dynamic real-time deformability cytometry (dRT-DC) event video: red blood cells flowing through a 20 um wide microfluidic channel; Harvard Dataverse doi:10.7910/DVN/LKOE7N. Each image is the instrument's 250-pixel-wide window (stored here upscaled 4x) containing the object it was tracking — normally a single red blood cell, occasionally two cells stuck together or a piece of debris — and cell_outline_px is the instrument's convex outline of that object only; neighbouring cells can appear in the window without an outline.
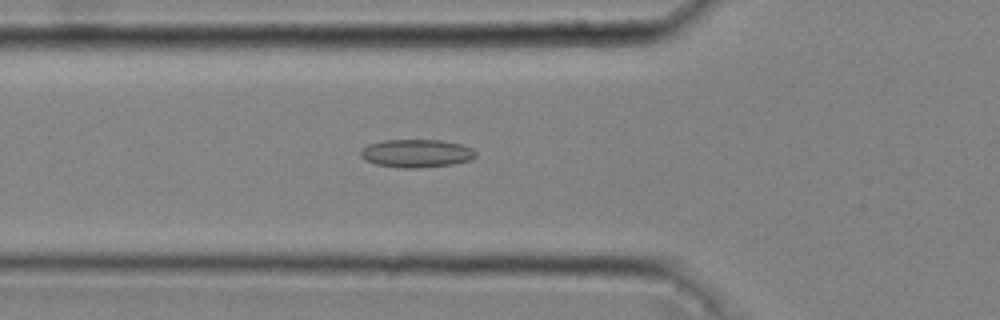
{"species": "common noctule bat (a hibernating species)", "species_latin": "Nyctalus noctula", "temperature_condition": "cold", "stored_images_in_passage": 42, "camera_frame_rate_fps": 3000, "um_per_image_px": 0.085, "animal": {"sex": "male", "body_mass_g": 20.4}, "frame": {"image": 1, "passage_image": 13, "time_ms": 4.0, "image_size_px": [1000, 320], "cell_outline_px": [[476, 156], [472, 160], [452, 164], [420, 168], [400, 168], [376, 164], [360, 156], [360, 152], [368, 144], [384, 140], [440, 140], [460, 144], [472, 148], [476, 152]], "centroid_in_image_um": [35.43, 13.04], "position_along_channel_um": 90.4, "area_um2": 18.79}}
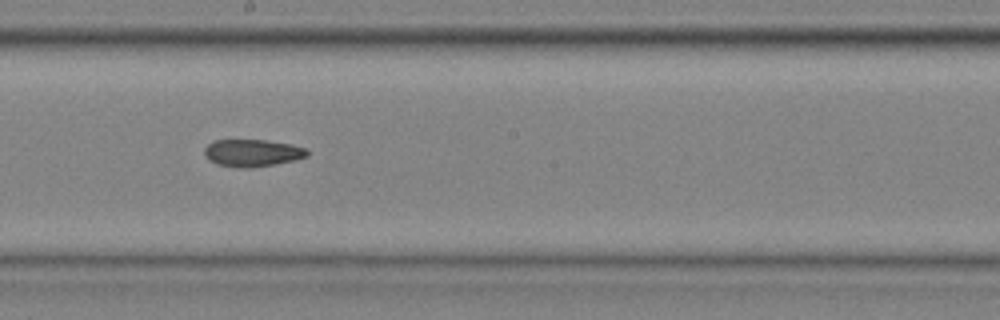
{"frame": {"image": 2, "passage_image": 23, "time_ms": 7.333, "image_size_px": [1000, 320], "cell_outline_px": [[308, 156], [276, 164], [248, 168], [244, 168], [216, 164], [208, 160], [204, 156], [204, 148], [212, 140], [264, 140], [292, 144], [308, 148]], "centroid_in_image_um": [21.43, 12.99], "position_along_channel_um": 226.8, "area_um2": 16.42}}
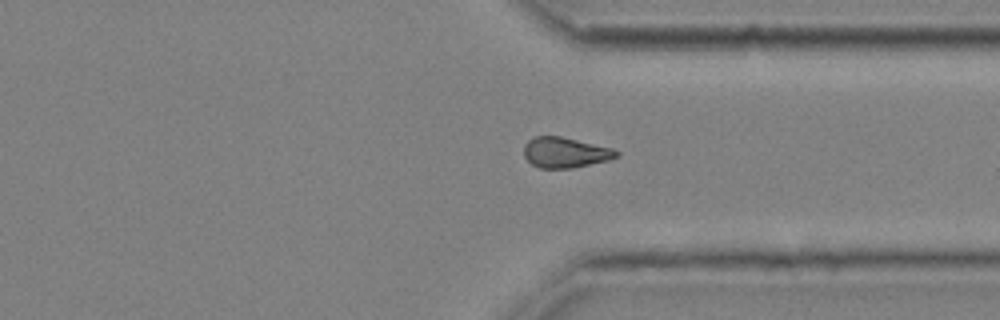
{"frame": {"image": 3, "passage_image": 33, "time_ms": 10.667, "image_size_px": [1000, 320], "cell_outline_px": [[620, 156], [608, 160], [572, 168], [540, 168], [532, 164], [524, 156], [524, 144], [532, 136], [560, 136], [612, 148], [620, 152]], "centroid_in_image_um": [48.03, 12.96], "position_along_channel_um": 363.4, "area_um2": 16.42}, "authors_computed_cell_mechanics": {"area_um2": 17.051, "velocity_mm_per_s": 4.0851, "shape_relaxation_time_tau1_ms": null, "shape_relaxation_time_tau2_ms": 4.3039, "deformation_change_tau1": null, "deformation_change_tau2": 0.1053}}